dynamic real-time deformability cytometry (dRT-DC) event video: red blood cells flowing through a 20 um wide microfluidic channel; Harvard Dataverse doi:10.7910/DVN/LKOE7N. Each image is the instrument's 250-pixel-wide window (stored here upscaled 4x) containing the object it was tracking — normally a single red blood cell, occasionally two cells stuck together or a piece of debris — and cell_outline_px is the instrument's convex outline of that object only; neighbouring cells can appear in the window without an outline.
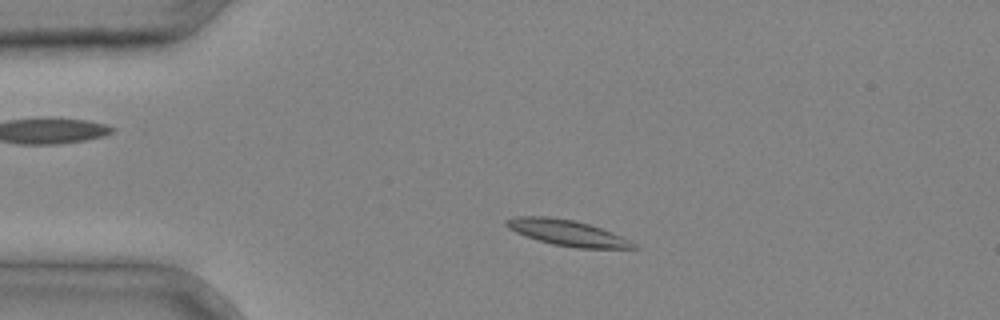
{"species": "common noctule bat (a hibernating species)", "species_latin": "Nyctalus noctula", "temperature_condition": "cold", "stored_images_in_passage": 2, "camera_frame_rate_fps": 3000, "um_per_image_px": 0.085, "animal": {"sex": "male", "body_mass_g": 20.4}, "frame": {"image": 1, "passage_image": 1, "time_ms": 0.0, "image_size_px": [1000, 320], "cell_outline_px": [[640, 248], [576, 248], [552, 244], [516, 232], [508, 228], [504, 224], [504, 220], [516, 216], [548, 216], [576, 220], [612, 232], [636, 244]], "centroid_in_image_um": [48.19, 19.77], "position_along_channel_um": 36.8, "area_um2": 18.96}}